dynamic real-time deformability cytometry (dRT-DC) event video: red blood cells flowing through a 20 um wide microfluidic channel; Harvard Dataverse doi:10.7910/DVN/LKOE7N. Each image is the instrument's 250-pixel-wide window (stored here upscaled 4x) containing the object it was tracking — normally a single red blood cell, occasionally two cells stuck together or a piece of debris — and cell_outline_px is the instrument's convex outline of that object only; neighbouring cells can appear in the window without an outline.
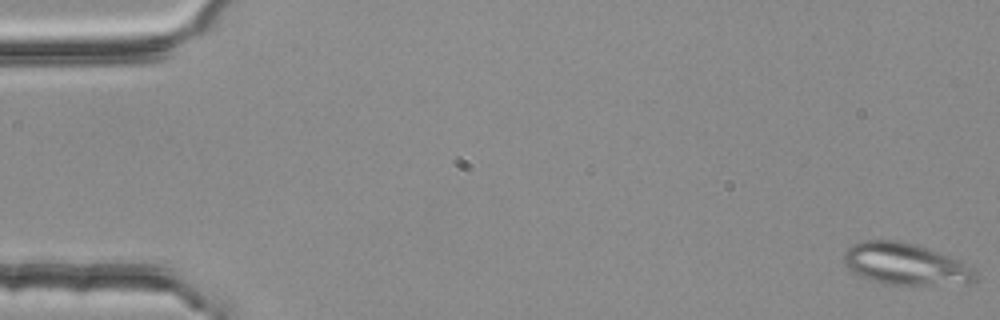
{"species": "common noctule bat (a hibernating species)", "species_latin": "Nyctalus noctula", "temperature_condition": "room temperature", "stored_images_in_passage": 6, "camera_frame_rate_fps": 3000, "um_per_image_px": 0.085, "animal": {"sex": "female", "body_mass_g": 25.1}, "frame": {"image": 1, "passage_image": 1, "time_ms": 0.0, "image_size_px": [1000, 320], "cell_outline_px": [[976, 280], [972, 284], [884, 284], [868, 280], [852, 272], [844, 264], [844, 252], [852, 244], [864, 240], [904, 240], [940, 252], [972, 268], [976, 272]], "centroid_in_image_um": [76.93, 22.44], "position_along_channel_um": 8.1, "area_um2": 32.14}}